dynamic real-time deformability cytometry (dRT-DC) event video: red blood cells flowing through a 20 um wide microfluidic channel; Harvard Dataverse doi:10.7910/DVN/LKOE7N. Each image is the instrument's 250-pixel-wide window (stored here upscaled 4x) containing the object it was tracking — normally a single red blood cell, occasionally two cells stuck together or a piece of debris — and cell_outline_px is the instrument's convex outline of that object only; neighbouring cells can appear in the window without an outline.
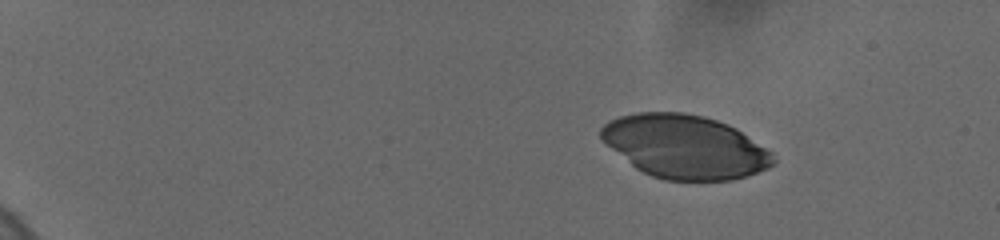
{"species": "human", "species_latin": "Homo sapiens", "temperature_condition": "cold", "stored_images_in_passage": 11, "camera_frame_rate_fps": 3000, "um_per_image_px": 0.085, "donor": {"sex": "female"}, "frame": {"image": 1, "passage_image": 2, "time_ms": 1.0, "image_size_px": [1000, 240], "cell_outline_px": [[776, 164], [768, 168], [748, 176], [732, 180], [664, 180], [652, 176], [636, 168], [600, 140], [600, 128], [608, 120], [620, 116], [636, 112], [684, 112], [704, 116], [728, 124], [736, 128], [772, 152], [776, 160]], "centroid_in_image_um": [58.22, 12.46], "position_along_channel_um": 26.8, "area_um2": 63.93}}